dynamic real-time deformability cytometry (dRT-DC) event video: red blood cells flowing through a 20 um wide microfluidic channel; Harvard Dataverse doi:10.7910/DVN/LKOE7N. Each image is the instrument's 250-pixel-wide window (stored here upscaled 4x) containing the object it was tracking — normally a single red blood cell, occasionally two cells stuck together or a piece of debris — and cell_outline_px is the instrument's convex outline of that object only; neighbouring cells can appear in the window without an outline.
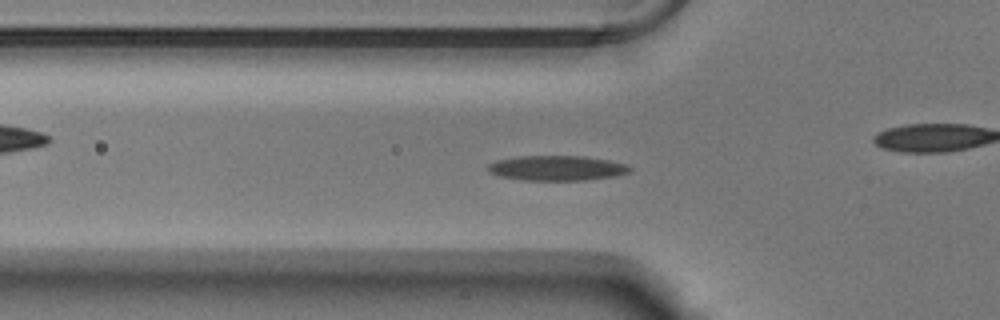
{"species": "Egyptian fruit bat (a non-hibernating species)", "species_latin": "Rousettus aegyptiacus", "temperature_condition": "warm", "stored_images_in_passage": 54, "camera_frame_rate_fps": 3000, "um_per_image_px": 0.085, "animal": {"sex": "male"}, "frame": {"image": 1, "passage_image": 18, "time_ms": 5.667, "image_size_px": [1000, 320], "cell_outline_px": [[632, 172], [616, 176], [584, 180], [524, 180], [500, 176], [488, 172], [488, 164], [496, 160], [516, 156], [584, 156], [608, 160], [628, 164], [632, 168]], "centroid_in_image_um": [47.36, 14.28], "position_along_channel_um": 78.4, "area_um2": 20.81}}
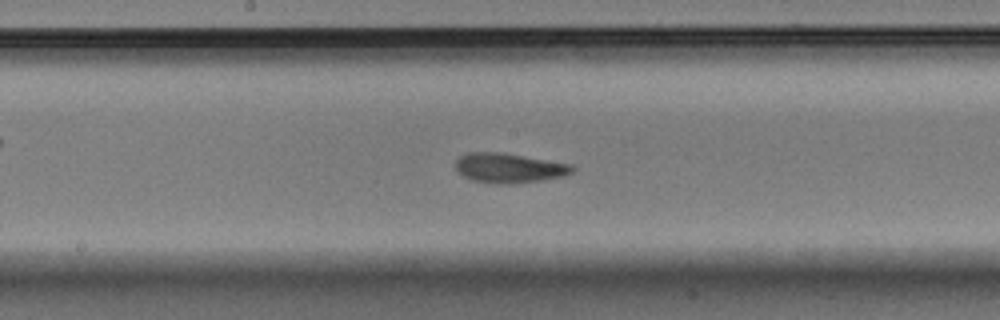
{"frame": {"image": 2, "passage_image": 28, "time_ms": 9.0, "image_size_px": [1000, 320], "cell_outline_px": [[576, 168], [572, 172], [564, 176], [544, 180], [512, 184], [496, 184], [472, 180], [456, 172], [456, 160], [460, 156], [468, 152], [500, 152], [572, 164]], "centroid_in_image_um": [43.27, 14.29], "position_along_channel_um": 204.9, "area_um2": 20.35}}
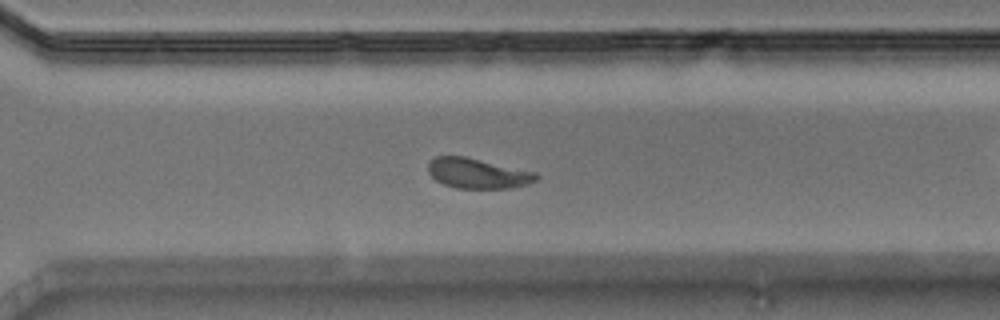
{"frame": {"image": 3, "passage_image": 38, "time_ms": 12.333, "image_size_px": [1000, 320], "cell_outline_px": [[540, 176], [536, 180], [528, 184], [512, 188], [456, 188], [444, 184], [436, 180], [428, 172], [428, 164], [436, 156], [464, 156], [536, 172]], "centroid_in_image_um": [40.62, 14.74], "position_along_channel_um": 330.0, "area_um2": 18.9}, "authors_computed_cell_mechanics": {"area_um2": 19.4208, "velocity_mm_per_s": 3.7593, "shape_relaxation_time_tau1_ms": 3.6966, "shape_relaxation_time_tau2_ms": 1.94, "deformation_change_tau1": 0.151, "deformation_change_tau2": 0.0943}}